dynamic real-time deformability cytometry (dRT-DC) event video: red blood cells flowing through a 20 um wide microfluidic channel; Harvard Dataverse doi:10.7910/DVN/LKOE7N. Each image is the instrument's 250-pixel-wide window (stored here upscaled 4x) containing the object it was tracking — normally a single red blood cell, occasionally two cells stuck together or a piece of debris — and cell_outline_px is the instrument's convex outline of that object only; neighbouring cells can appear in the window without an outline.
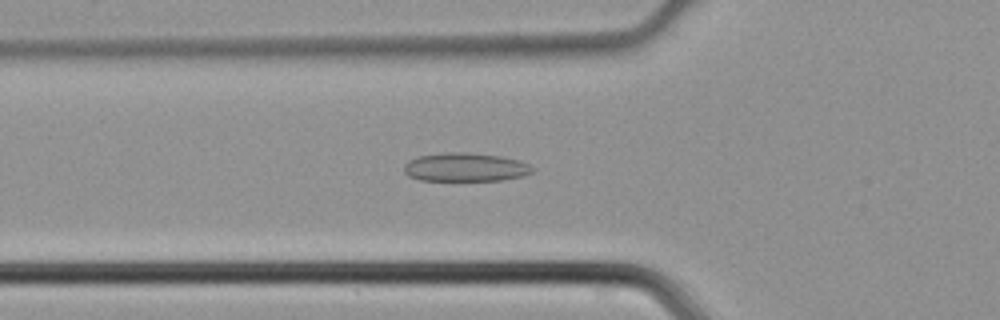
{"species": "common noctule bat (a hibernating species)", "species_latin": "Nyctalus noctula", "temperature_condition": "cold", "stored_images_in_passage": 44, "camera_frame_rate_fps": 3000, "um_per_image_px": 0.085, "animal": {"sex": "male", "body_mass_g": 21.5, "forearm_length_mm": 52.0}, "frame": {"image": 1, "passage_image": 15, "time_ms": 4.667, "image_size_px": [1000, 320], "cell_outline_px": [[536, 168], [532, 172], [524, 176], [500, 180], [420, 180], [408, 176], [404, 172], [404, 164], [408, 160], [420, 156], [448, 152], [464, 152], [500, 156], [516, 160], [528, 164]], "centroid_in_image_um": [39.55, 14.21], "position_along_channel_um": 86.3, "area_um2": 21.27}}
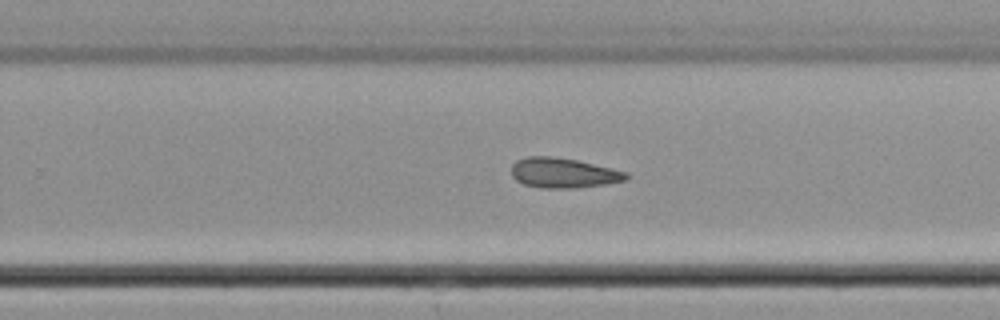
{"frame": {"image": 2, "passage_image": 28, "time_ms": 9.0, "image_size_px": [1000, 320], "cell_outline_px": [[628, 176], [624, 180], [604, 184], [576, 188], [540, 188], [524, 184], [516, 180], [512, 176], [512, 164], [516, 160], [528, 156], [552, 156], [576, 160], [612, 168], [628, 172]], "centroid_in_image_um": [47.85, 14.69], "position_along_channel_um": 281.9, "area_um2": 20.0}}
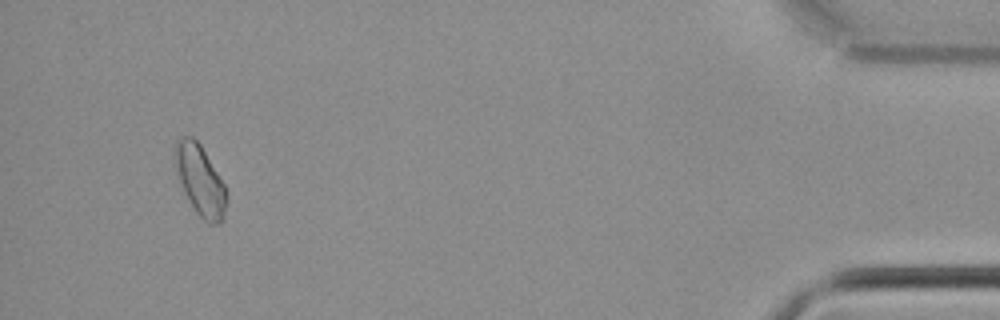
{"frame": {"image": 3, "passage_image": 42, "time_ms": 13.667, "image_size_px": [1000, 320], "cell_outline_px": [[224, 220], [220, 224], [208, 224], [196, 212], [180, 180], [172, 156], [176, 144], [180, 136], [192, 136], [200, 144], [224, 184]], "centroid_in_image_um": [16.99, 15.29], "position_along_channel_um": 418.2, "area_um2": 20.4}}